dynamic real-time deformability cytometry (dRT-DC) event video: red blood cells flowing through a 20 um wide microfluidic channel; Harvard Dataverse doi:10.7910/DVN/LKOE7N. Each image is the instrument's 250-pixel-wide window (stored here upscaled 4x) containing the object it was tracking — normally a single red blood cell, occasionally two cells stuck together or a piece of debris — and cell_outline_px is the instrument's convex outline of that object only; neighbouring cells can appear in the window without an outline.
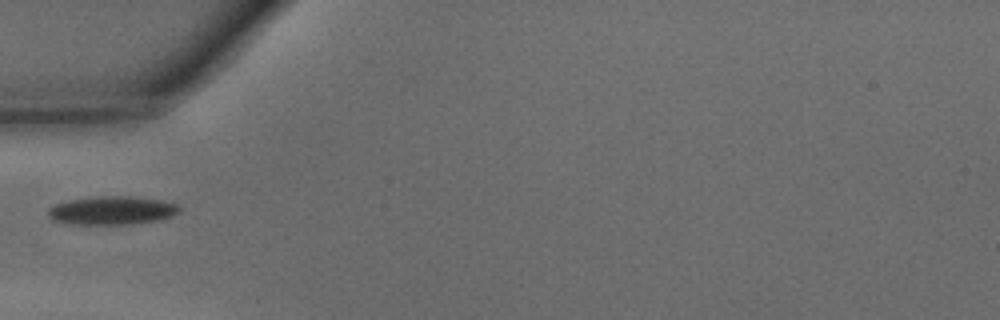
{"species": "common noctule bat (a hibernating species)", "species_latin": "Nyctalus noctula", "temperature_condition": "warm", "stored_images_in_passage": 11, "camera_frame_rate_fps": 3000, "um_per_image_px": 0.085, "animal": {"sex": "male", "body_mass_g": 15.6}, "frame": {"image": 1, "passage_image": 1, "time_ms": 0.0, "image_size_px": [1000, 320], "cell_outline_px": [[180, 212], [172, 216], [156, 220], [132, 224], [76, 224], [52, 220], [48, 216], [48, 208], [56, 204], [68, 200], [96, 196], [128, 196], [160, 200], [176, 204], [180, 208]], "centroid_in_image_um": [9.5, 17.88], "position_along_channel_um": 75.5, "area_um2": 21.62}}
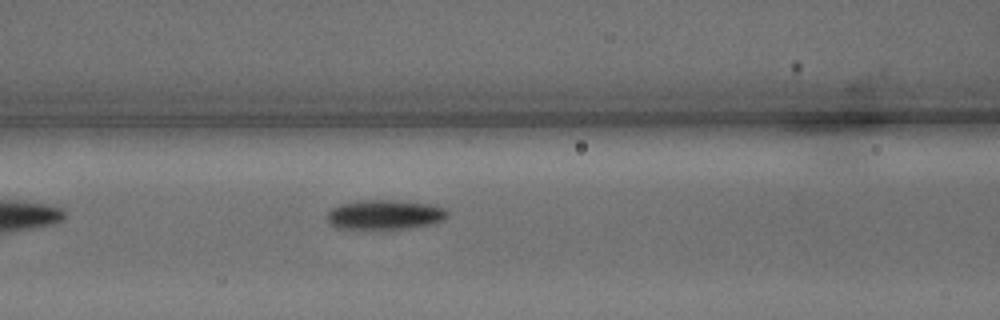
{"frame": {"image": 2, "passage_image": 5, "time_ms": 1.333, "image_size_px": [1000, 320], "cell_outline_px": [[448, 216], [444, 220], [432, 224], [408, 228], [336, 228], [328, 224], [328, 212], [332, 208], [340, 204], [364, 200], [388, 200], [428, 204], [444, 208], [448, 212]], "centroid_in_image_um": [32.7, 18.25], "position_along_channel_um": 133.9, "area_um2": 20.46}}
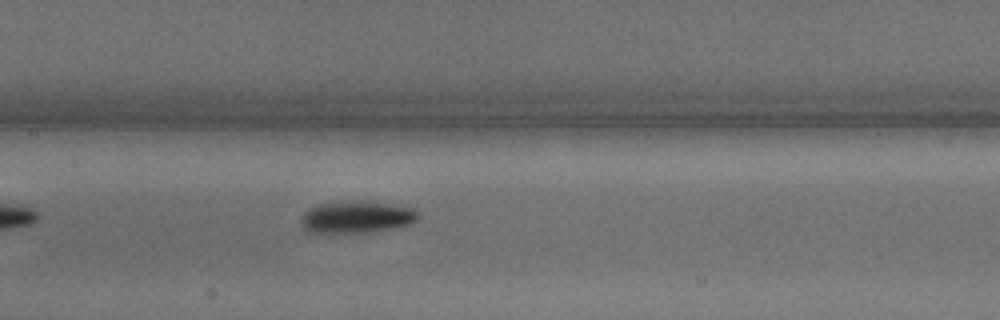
{"frame": {"image": 3, "passage_image": 8, "time_ms": 2.333, "image_size_px": [1000, 320], "cell_outline_px": [[420, 216], [416, 220], [408, 224], [396, 228], [368, 232], [308, 232], [304, 228], [300, 220], [304, 212], [320, 204], [344, 200], [364, 200], [392, 204], [412, 208]], "centroid_in_image_um": [30.32, 18.43], "position_along_channel_um": 177.1, "area_um2": 21.85}}